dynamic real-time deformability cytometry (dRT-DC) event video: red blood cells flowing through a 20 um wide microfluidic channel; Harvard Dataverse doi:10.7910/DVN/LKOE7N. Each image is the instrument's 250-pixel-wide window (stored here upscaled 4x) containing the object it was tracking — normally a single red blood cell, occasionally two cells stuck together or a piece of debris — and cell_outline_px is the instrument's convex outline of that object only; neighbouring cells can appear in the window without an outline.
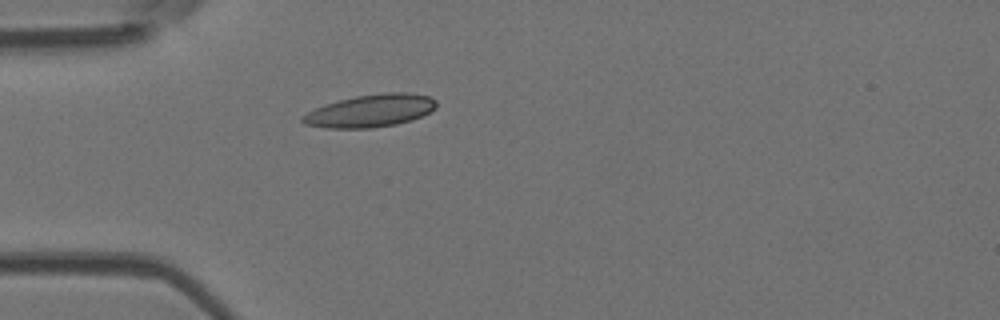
{"species": "Egyptian fruit bat (a non-hibernating species)", "species_latin": "Rousettus aegyptiacus", "temperature_condition": "room temperature", "stored_images_in_passage": 2, "camera_frame_rate_fps": 3000, "um_per_image_px": 0.085, "animal": {"sex": "female"}, "frame": {"image": 1, "passage_image": 2, "time_ms": 1.333, "image_size_px": [1000, 320], "cell_outline_px": [[436, 108], [412, 120], [396, 124], [372, 128], [328, 128], [304, 124], [300, 120], [300, 116], [324, 104], [356, 96], [388, 92], [404, 92], [428, 96], [436, 100]], "centroid_in_image_um": [31.46, 9.42], "position_along_channel_um": 53.5, "area_um2": 25.26}}